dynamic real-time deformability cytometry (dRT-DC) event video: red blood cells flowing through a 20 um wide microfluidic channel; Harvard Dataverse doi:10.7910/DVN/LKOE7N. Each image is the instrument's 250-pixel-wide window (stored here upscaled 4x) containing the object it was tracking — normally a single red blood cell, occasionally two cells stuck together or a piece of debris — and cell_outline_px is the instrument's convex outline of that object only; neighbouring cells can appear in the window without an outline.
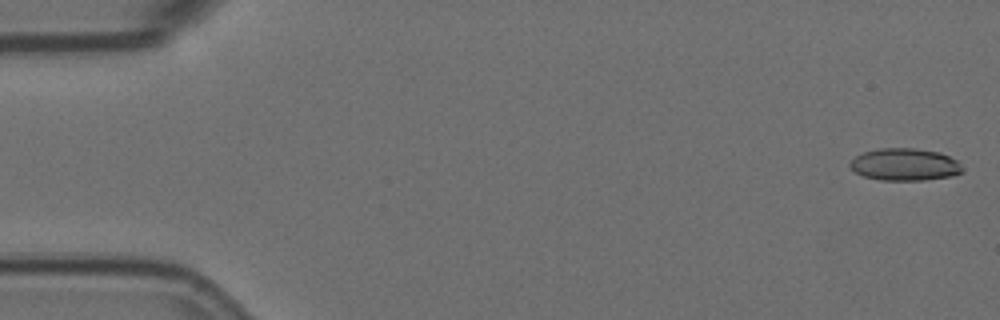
{"species": "Egyptian fruit bat (a non-hibernating species)", "species_latin": "Rousettus aegyptiacus", "temperature_condition": "room temperature", "stored_images_in_passage": 13, "camera_frame_rate_fps": 3000, "um_per_image_px": 0.085, "animal": {"sex": "female"}, "frame": {"image": 1, "passage_image": 1, "time_ms": 0.0, "image_size_px": [1000, 320], "cell_outline_px": [[964, 172], [952, 176], [924, 180], [880, 180], [864, 176], [856, 172], [848, 164], [856, 156], [864, 152], [880, 148], [916, 148], [940, 152], [956, 160], [964, 168]], "centroid_in_image_um": [76.94, 13.98], "position_along_channel_um": 8.1, "area_um2": 21.15}}
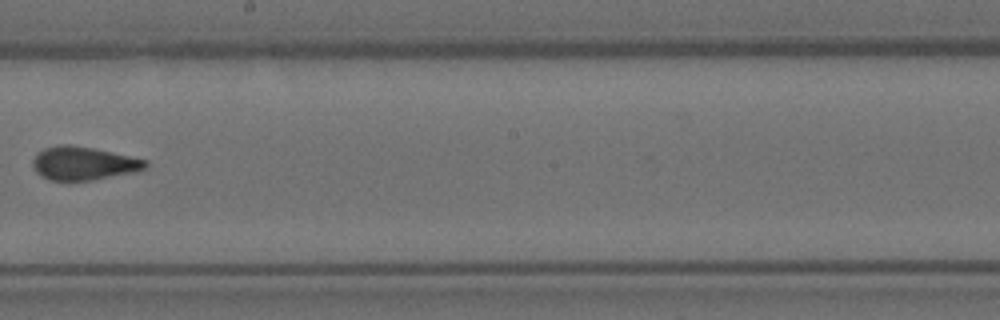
{"frame": {"image": 2, "passage_image": 8, "time_ms": 2.333, "image_size_px": [1000, 320], "cell_outline_px": [[148, 168], [136, 172], [92, 180], [68, 184], [48, 180], [40, 176], [32, 168], [32, 160], [44, 148], [60, 144], [72, 144], [92, 148], [148, 160]], "centroid_in_image_um": [7.07, 13.93], "position_along_channel_um": 241.1, "area_um2": 22.66}}
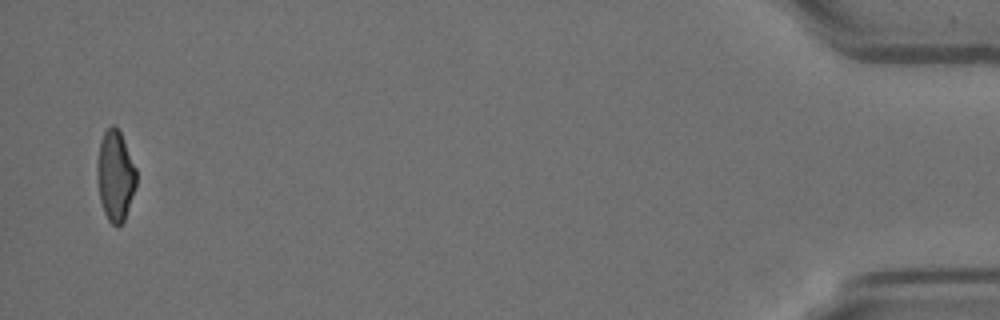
{"frame": {"image": 3, "passage_image": 13, "time_ms": 4.0, "image_size_px": [1000, 320], "cell_outline_px": [[136, 184], [124, 220], [116, 228], [108, 220], [104, 212], [100, 200], [96, 172], [96, 164], [100, 140], [104, 132], [112, 124], [116, 124], [120, 132], [136, 168]], "centroid_in_image_um": [9.78, 14.92], "position_along_channel_um": 425.4, "area_um2": 20.63}}